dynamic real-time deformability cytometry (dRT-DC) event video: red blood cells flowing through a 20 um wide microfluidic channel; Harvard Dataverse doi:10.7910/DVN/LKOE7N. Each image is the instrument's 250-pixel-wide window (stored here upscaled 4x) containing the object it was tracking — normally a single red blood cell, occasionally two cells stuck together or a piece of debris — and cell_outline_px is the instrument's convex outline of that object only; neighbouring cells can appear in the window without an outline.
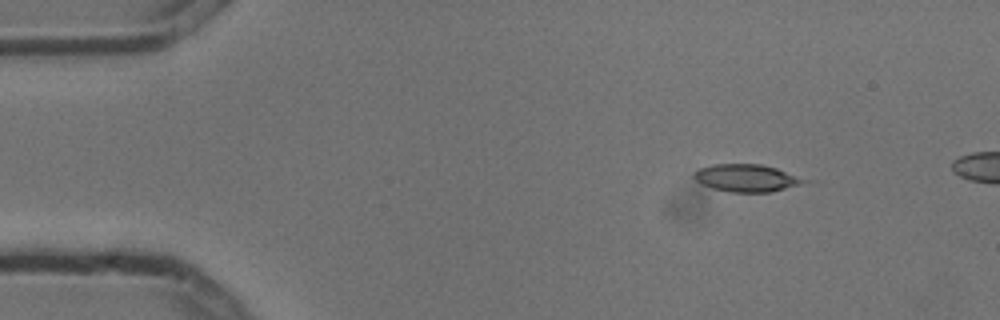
{"species": "common noctule bat (a hibernating species)", "species_latin": "Nyctalus noctula", "temperature_condition": "cold", "stored_images_in_passage": 4, "camera_frame_rate_fps": 3000, "um_per_image_px": 0.085, "animal": {"sex": "male", "body_mass_g": 13.3}, "frame": {"image": 1, "passage_image": 1, "time_ms": 0.0, "image_size_px": [1000, 320], "cell_outline_px": [[812, 180], [772, 192], [732, 192], [712, 188], [696, 180], [692, 176], [700, 168], [712, 164], [760, 164], [776, 168]], "centroid_in_image_um": [63.48, 15.12], "position_along_channel_um": 21.5, "area_um2": 17.46}}